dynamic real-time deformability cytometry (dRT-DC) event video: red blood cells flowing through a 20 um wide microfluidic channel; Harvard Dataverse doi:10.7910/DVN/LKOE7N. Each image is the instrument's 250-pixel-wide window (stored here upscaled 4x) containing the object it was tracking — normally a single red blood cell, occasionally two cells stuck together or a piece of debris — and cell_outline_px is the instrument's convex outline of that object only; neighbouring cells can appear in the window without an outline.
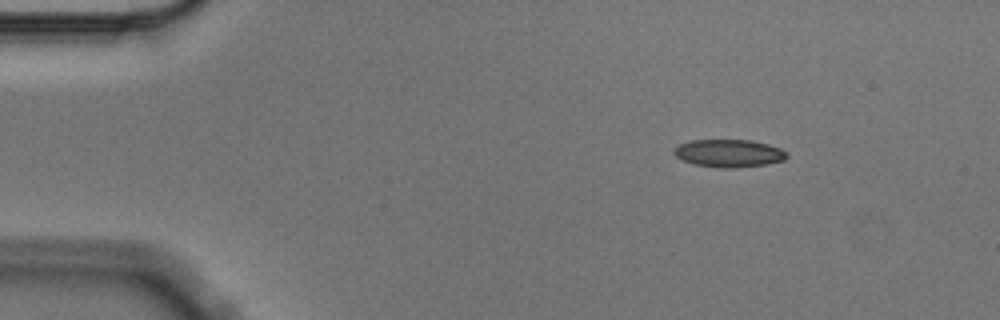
{"species": "Egyptian fruit bat (a non-hibernating species)", "species_latin": "Rousettus aegyptiacus", "temperature_condition": "cold", "stored_images_in_passage": 4, "camera_frame_rate_fps": 3000, "um_per_image_px": 0.085, "animal": {"sex": "male"}, "frame": {"image": 1, "passage_image": 2, "time_ms": 0.333, "image_size_px": [1000, 320], "cell_outline_px": [[788, 156], [784, 160], [768, 164], [736, 168], [720, 168], [692, 164], [676, 156], [672, 152], [680, 144], [688, 140], [752, 140], [768, 144], [780, 148], [788, 152]], "centroid_in_image_um": [61.98, 13.03], "position_along_channel_um": 23.0, "area_um2": 18.38}}